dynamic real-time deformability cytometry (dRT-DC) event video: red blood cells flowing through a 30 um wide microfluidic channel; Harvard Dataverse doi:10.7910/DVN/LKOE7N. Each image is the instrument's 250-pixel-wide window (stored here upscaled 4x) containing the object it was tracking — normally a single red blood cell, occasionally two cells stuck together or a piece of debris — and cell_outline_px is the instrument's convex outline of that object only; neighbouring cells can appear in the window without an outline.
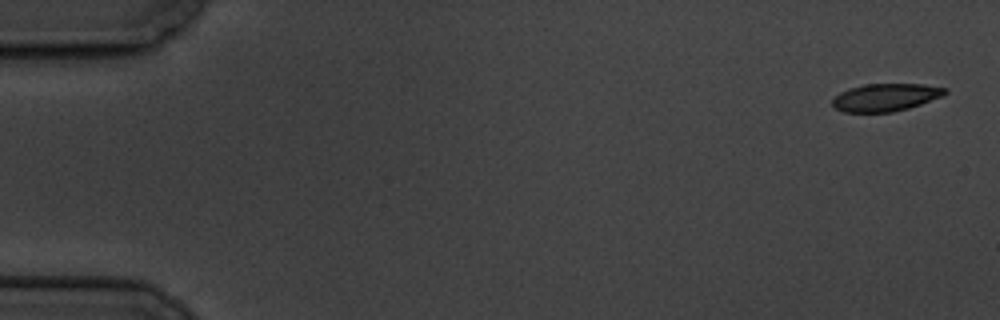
{"species": "common noctule bat (a hibernating species)", "species_latin": "Nyctalus noctula", "temperature_condition": "cold", "stored_images_in_passage": 6, "camera_frame_rate_fps": 3000, "um_per_image_px": 0.085, "animal": {"sex": "male", "body_mass_g": 19.5, "forearm_length_mm": 54.6}, "frame": {"image": 1, "passage_image": 1, "time_ms": 0.0, "image_size_px": [1000, 320], "cell_outline_px": [[948, 92], [944, 96], [908, 108], [892, 112], [844, 112], [836, 108], [832, 104], [832, 100], [840, 92], [848, 88], [864, 84], [924, 84], [948, 88]], "centroid_in_image_um": [75.3, 8.26], "position_along_channel_um": 9.7, "area_um2": 18.21}}
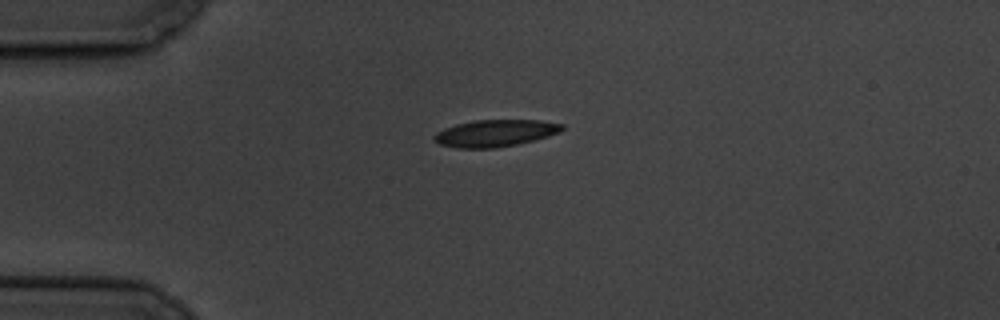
{"frame": {"image": 2, "passage_image": 4, "time_ms": 4.333, "image_size_px": [1000, 320], "cell_outline_px": [[564, 128], [560, 132], [548, 136], [516, 144], [496, 148], [456, 148], [440, 144], [432, 140], [432, 136], [436, 132], [444, 128], [456, 124], [476, 120], [540, 120], [564, 124]], "centroid_in_image_um": [42.06, 11.32], "position_along_channel_um": 42.9, "area_um2": 20.11}}
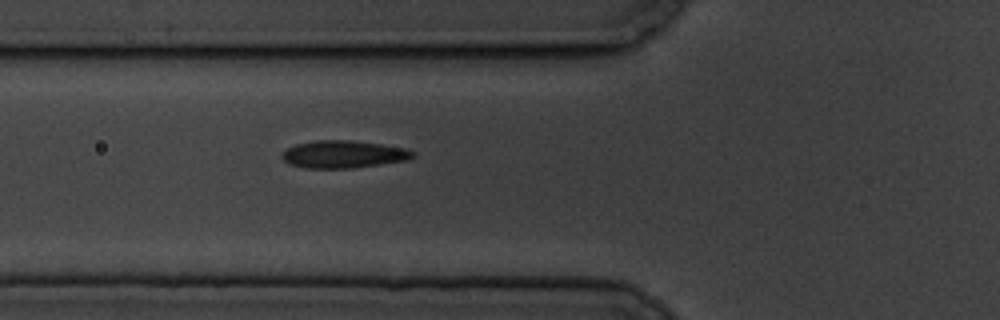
{"frame": {"image": 3, "passage_image": 6, "time_ms": 6.667, "image_size_px": [1000, 320], "cell_outline_px": [[416, 156], [408, 160], [352, 168], [304, 168], [288, 164], [280, 156], [288, 148], [296, 144], [312, 140], [352, 140], [380, 144], [404, 148], [416, 152]], "centroid_in_image_um": [29.19, 13.11], "position_along_channel_um": 96.6, "area_um2": 21.04}}